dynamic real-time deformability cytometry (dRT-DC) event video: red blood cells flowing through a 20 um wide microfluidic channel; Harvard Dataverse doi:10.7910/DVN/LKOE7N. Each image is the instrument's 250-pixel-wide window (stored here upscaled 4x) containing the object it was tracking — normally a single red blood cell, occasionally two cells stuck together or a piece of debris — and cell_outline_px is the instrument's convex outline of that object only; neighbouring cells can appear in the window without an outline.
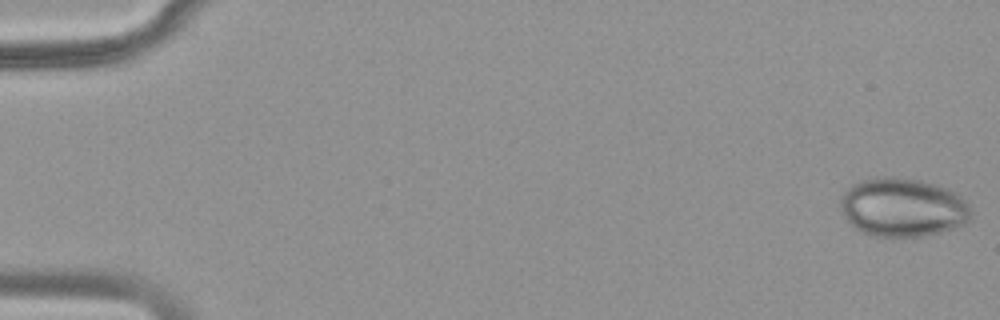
{"species": "common noctule bat (a hibernating species)", "species_latin": "Nyctalus noctula", "temperature_condition": "warm", "stored_images_in_passage": 52, "segment_of_instrument_passage": [1, 2], "camera_frame_rate_fps": 3000, "um_per_image_px": 0.085, "animal": {"sex": "female", "body_mass_g": 18.4}, "frame": {"image": 1, "passage_image": 1, "time_ms": 0.0, "image_size_px": [1000, 320], "cell_outline_px": [[972, 212], [968, 220], [964, 224], [940, 232], [924, 236], [872, 236], [860, 232], [844, 216], [840, 208], [840, 196], [852, 184], [864, 180], [880, 176], [892, 176], [920, 180], [936, 184], [948, 188], [956, 192], [968, 204]], "centroid_in_image_um": [76.72, 17.61], "position_along_channel_um": 8.3, "area_um2": 44.8}}
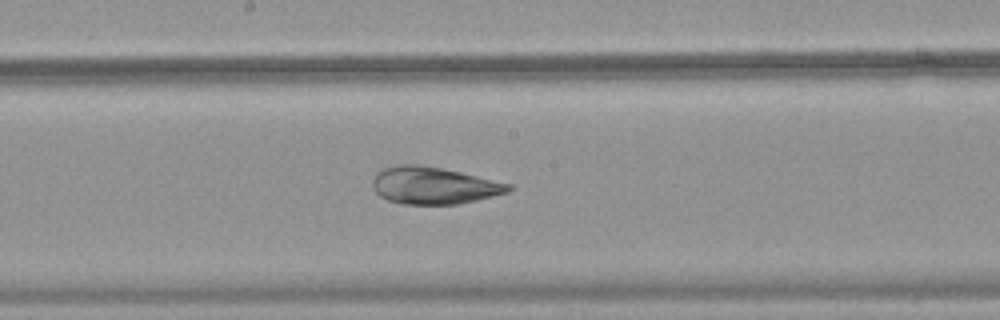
{"frame": {"image": 2, "passage_image": 28, "time_ms": 9.0, "image_size_px": [1000, 320], "cell_outline_px": [[512, 188], [508, 192], [460, 204], [400, 204], [388, 200], [380, 196], [376, 192], [372, 184], [372, 180], [376, 172], [384, 168], [396, 164], [416, 164], [440, 168], [460, 172], [512, 184]], "centroid_in_image_um": [36.84, 15.77], "position_along_channel_um": 211.4, "area_um2": 29.36}}
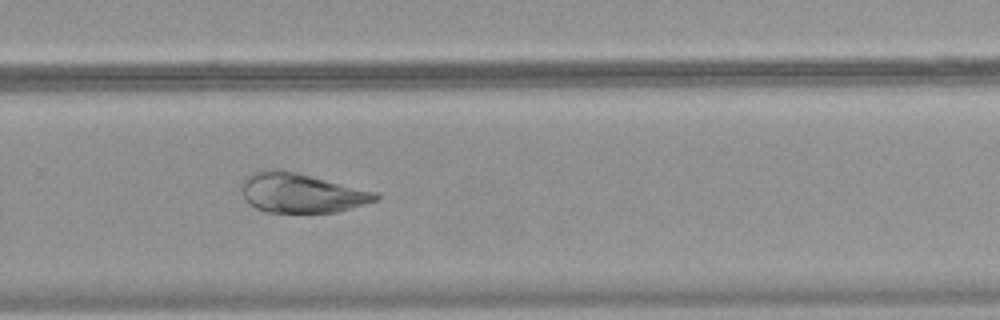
{"frame": {"image": 3, "passage_image": 35, "time_ms": 11.333, "image_size_px": [1000, 320], "cell_outline_px": [[380, 200], [336, 212], [268, 212], [256, 208], [248, 204], [244, 200], [240, 188], [240, 184], [252, 172], [276, 168], [296, 172], [380, 192]], "centroid_in_image_um": [25.63, 16.39], "position_along_channel_um": 304.2, "area_um2": 31.27}}